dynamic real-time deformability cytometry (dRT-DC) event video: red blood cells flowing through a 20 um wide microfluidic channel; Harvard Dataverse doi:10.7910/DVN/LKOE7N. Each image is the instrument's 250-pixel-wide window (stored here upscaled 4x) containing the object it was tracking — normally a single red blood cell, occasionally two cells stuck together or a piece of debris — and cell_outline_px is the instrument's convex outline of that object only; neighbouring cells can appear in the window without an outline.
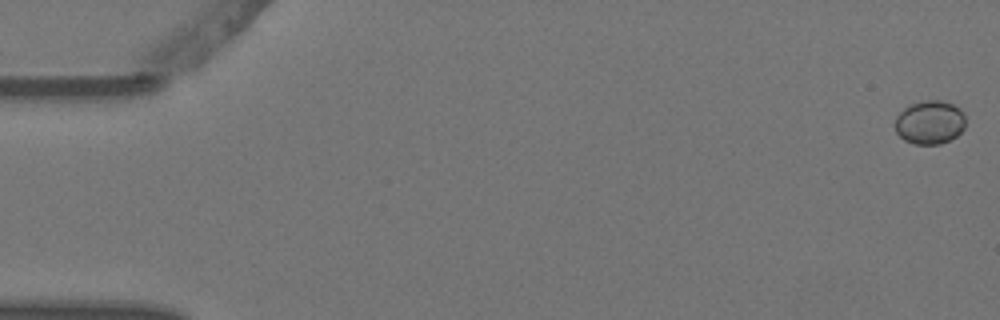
{"species": "Egyptian fruit bat (a non-hibernating species)", "species_latin": "Rousettus aegyptiacus", "temperature_condition": "warm", "stored_images_in_passage": 6, "camera_frame_rate_fps": 3000, "um_per_image_px": 0.085, "animal": {"sex": "female"}, "frame": {"image": 1, "passage_image": 1, "time_ms": 0.0, "image_size_px": [1000, 320], "cell_outline_px": [[964, 128], [956, 136], [940, 144], [912, 144], [904, 140], [896, 132], [896, 116], [904, 108], [912, 104], [924, 100], [940, 100], [952, 104], [960, 108], [964, 112]], "centroid_in_image_um": [79.03, 10.4], "position_along_channel_um": 6.0, "area_um2": 17.86}}
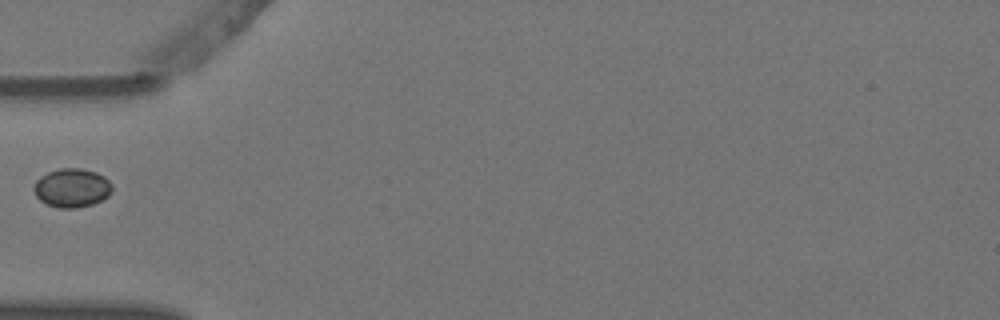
{"frame": {"image": 2, "passage_image": 5, "time_ms": 1.333, "image_size_px": [1000, 320], "cell_outline_px": [[112, 192], [108, 196], [92, 204], [76, 208], [60, 208], [48, 204], [40, 200], [36, 196], [32, 188], [36, 180], [40, 176], [48, 172], [60, 168], [80, 168], [96, 172], [104, 176], [112, 184]], "centroid_in_image_um": [6.1, 15.96], "position_along_channel_um": 78.9, "area_um2": 17.74}}
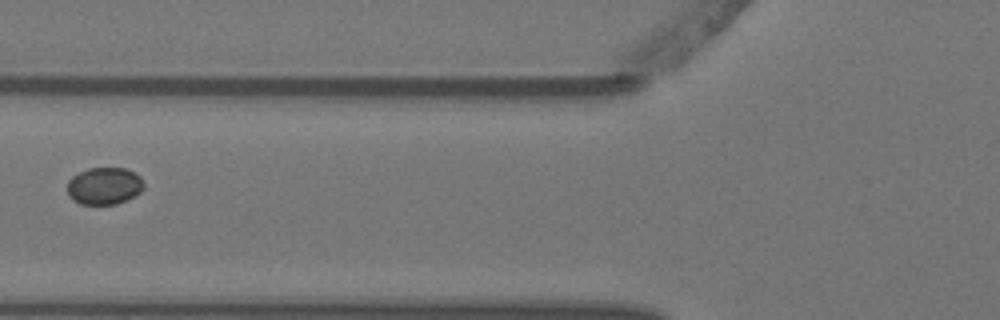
{"frame": {"image": 3, "passage_image": 6, "time_ms": 1.667, "image_size_px": [1000, 320], "cell_outline_px": [[144, 188], [136, 196], [116, 204], [80, 204], [72, 200], [68, 196], [68, 180], [72, 176], [88, 168], [124, 168], [140, 176], [144, 184]], "centroid_in_image_um": [8.86, 15.81], "position_along_channel_um": 116.9, "area_um2": 16.65}}